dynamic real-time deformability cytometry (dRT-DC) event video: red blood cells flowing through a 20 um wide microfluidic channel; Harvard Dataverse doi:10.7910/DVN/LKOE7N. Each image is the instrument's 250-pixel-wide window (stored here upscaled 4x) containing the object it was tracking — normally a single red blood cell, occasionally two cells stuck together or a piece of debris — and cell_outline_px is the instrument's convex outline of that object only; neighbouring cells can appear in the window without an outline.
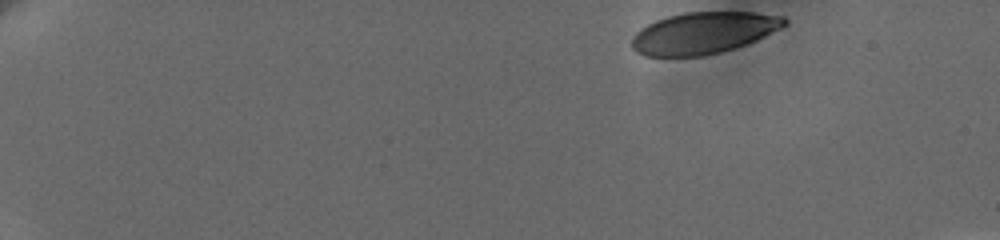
{"species": "human", "species_latin": "Homo sapiens", "temperature_condition": "cold", "stored_images_in_passage": 27, "camera_frame_rate_fps": 3000, "um_per_image_px": 0.085, "donor": {"sex": "female"}, "frame": {"image": 1, "passage_image": 1, "time_ms": 0.0, "image_size_px": [1000, 240], "cell_outline_px": [[788, 24], [748, 44], [720, 52], [700, 56], [644, 56], [636, 52], [632, 48], [632, 36], [640, 28], [656, 20], [668, 16], [684, 12], [756, 12], [784, 16], [788, 20]], "centroid_in_image_um": [59.8, 2.79], "position_along_channel_um": 25.2, "area_um2": 37.17}}
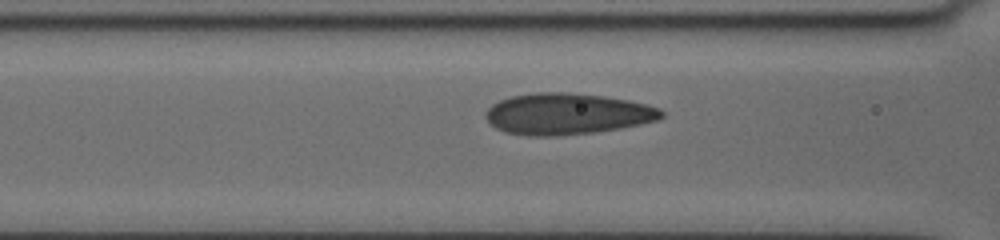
{"frame": {"image": 2, "passage_image": 20, "time_ms": 6.333, "image_size_px": [1000, 240], "cell_outline_px": [[664, 116], [660, 120], [620, 128], [592, 132], [552, 136], [528, 136], [504, 132], [496, 128], [484, 116], [484, 112], [492, 104], [500, 100], [512, 96], [536, 92], [568, 92], [604, 96], [628, 100], [648, 104], [660, 108], [664, 112]], "centroid_in_image_um": [48.21, 9.67], "position_along_channel_um": 118.4, "area_um2": 42.43}}
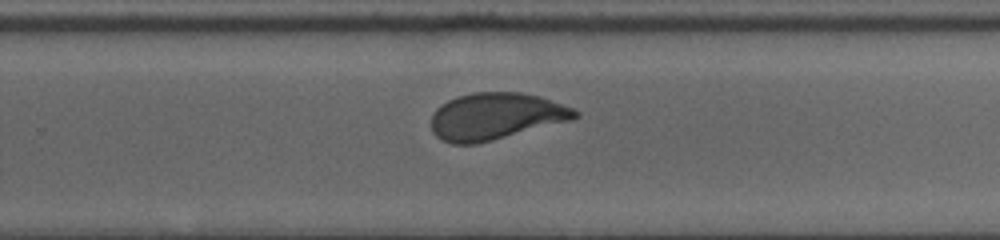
{"frame": {"image": 3, "passage_image": 27, "time_ms": 11.0, "image_size_px": [1000, 240], "cell_outline_px": [[580, 116], [572, 120], [476, 144], [452, 144], [440, 140], [432, 132], [432, 112], [436, 108], [448, 100], [472, 92], [520, 92], [540, 96], [572, 108], [580, 112]], "centroid_in_image_um": [42.12, 9.89], "position_along_channel_um": 287.7, "area_um2": 39.25}}